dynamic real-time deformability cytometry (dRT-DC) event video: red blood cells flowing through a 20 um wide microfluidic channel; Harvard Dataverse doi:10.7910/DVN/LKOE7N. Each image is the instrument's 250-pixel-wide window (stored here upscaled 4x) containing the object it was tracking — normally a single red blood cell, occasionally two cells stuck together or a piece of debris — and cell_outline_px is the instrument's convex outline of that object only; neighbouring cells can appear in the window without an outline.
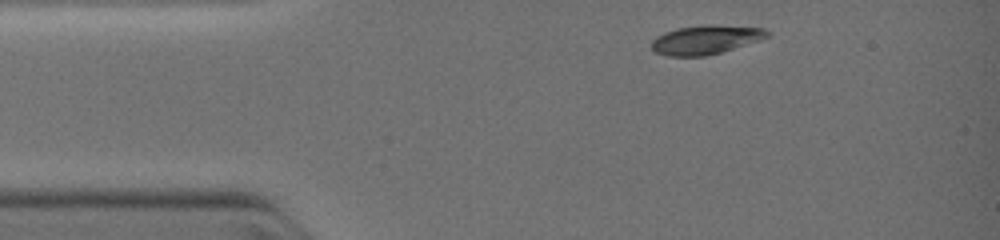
{"species": "common noctule bat (a hibernating species)", "species_latin": "Nyctalus noctula", "temperature_condition": "warm", "stored_images_in_passage": 23, "camera_frame_rate_fps": 3000, "um_per_image_px": 0.085, "animal": {"sex": "female", "body_mass_g": 19.0, "forearm_length_mm": 51.5}, "frame": {"image": 1, "passage_image": 1, "time_ms": 0.0, "image_size_px": [1000, 240], "cell_outline_px": [[768, 36], [760, 40], [720, 52], [704, 56], [668, 56], [656, 52], [652, 48], [652, 40], [656, 36], [680, 28], [764, 28], [768, 32]], "centroid_in_image_um": [59.91, 3.45], "position_along_channel_um": 25.1, "area_um2": 17.92}}
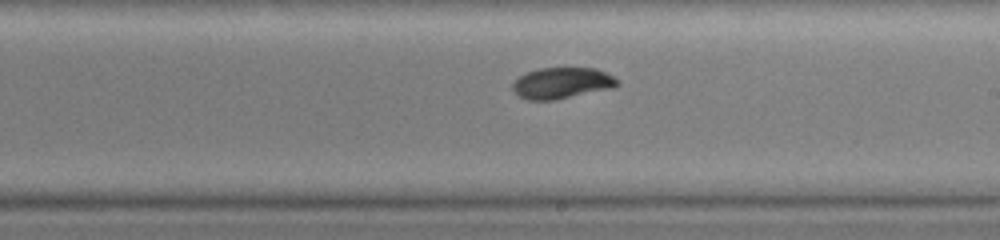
{"frame": {"image": 2, "passage_image": 14, "time_ms": 5.333, "image_size_px": [1000, 240], "cell_outline_px": [[620, 84], [612, 88], [552, 100], [528, 100], [520, 96], [512, 88], [512, 84], [520, 76], [528, 72], [540, 68], [596, 68], [620, 80]], "centroid_in_image_um": [47.78, 7.05], "position_along_channel_um": 241.2, "area_um2": 18.73}}
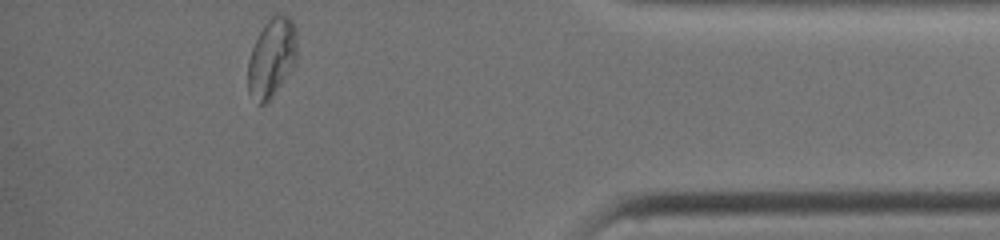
{"frame": {"image": 3, "passage_image": 23, "time_ms": 9.333, "image_size_px": [1000, 240], "cell_outline_px": [[296, 60], [272, 96], [264, 104], [260, 104], [248, 92], [248, 60], [252, 48], [264, 24], [276, 12], [284, 12], [292, 20], [296, 28]], "centroid_in_image_um": [23.09, 4.83], "position_along_channel_um": 412.1, "area_um2": 22.25}}